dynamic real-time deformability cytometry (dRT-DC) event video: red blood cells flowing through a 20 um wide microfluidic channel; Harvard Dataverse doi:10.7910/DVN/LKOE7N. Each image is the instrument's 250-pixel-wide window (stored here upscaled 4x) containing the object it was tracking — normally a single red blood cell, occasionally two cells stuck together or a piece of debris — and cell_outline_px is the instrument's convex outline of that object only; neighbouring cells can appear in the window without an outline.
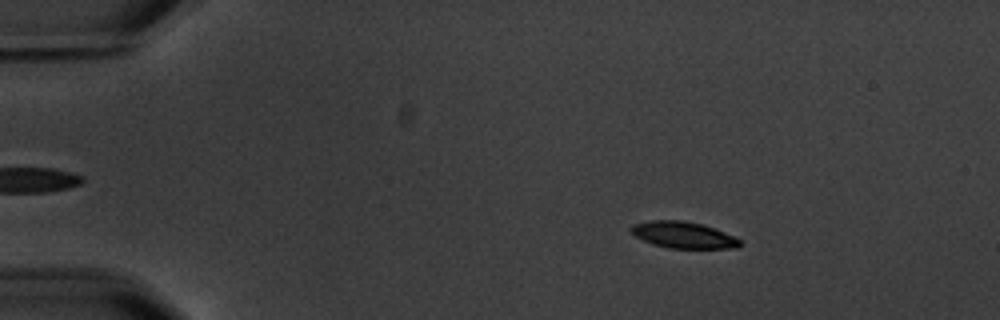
{"species": "common noctule bat (a hibernating species)", "species_latin": "Nyctalus noctula", "temperature_condition": "warm", "stored_images_in_passage": 5, "camera_frame_rate_fps": 3000, "um_per_image_px": 0.085, "animal": {"sex": "male", "body_mass_g": 20.1, "forearm_length_mm": 53.5}, "frame": {"image": 1, "passage_image": 2, "time_ms": 1.333, "image_size_px": [1000, 320], "cell_outline_px": [[740, 248], [668, 248], [652, 244], [636, 236], [628, 228], [632, 224], [652, 220], [684, 220], [700, 224], [724, 232], [740, 240]], "centroid_in_image_um": [58.04, 19.97], "position_along_channel_um": 27.0, "area_um2": 16.65}}